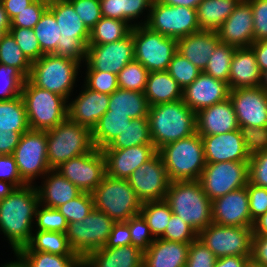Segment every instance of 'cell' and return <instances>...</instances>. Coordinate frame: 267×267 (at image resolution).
<instances>
[{"mask_svg":"<svg viewBox=\"0 0 267 267\" xmlns=\"http://www.w3.org/2000/svg\"><path fill=\"white\" fill-rule=\"evenodd\" d=\"M217 257L198 238L190 243L186 267H214Z\"/></svg>","mask_w":267,"mask_h":267,"instance_id":"680465c9","label":"cell"},{"mask_svg":"<svg viewBox=\"0 0 267 267\" xmlns=\"http://www.w3.org/2000/svg\"><path fill=\"white\" fill-rule=\"evenodd\" d=\"M149 107L144 93L118 88L110 94L105 114H127L131 119L148 118Z\"/></svg>","mask_w":267,"mask_h":267,"instance_id":"d6a6232c","label":"cell"},{"mask_svg":"<svg viewBox=\"0 0 267 267\" xmlns=\"http://www.w3.org/2000/svg\"><path fill=\"white\" fill-rule=\"evenodd\" d=\"M80 66V63L73 59L56 54H44L39 60L32 62L27 79L34 86L56 93L68 100Z\"/></svg>","mask_w":267,"mask_h":267,"instance_id":"9c48e42d","label":"cell"},{"mask_svg":"<svg viewBox=\"0 0 267 267\" xmlns=\"http://www.w3.org/2000/svg\"><path fill=\"white\" fill-rule=\"evenodd\" d=\"M238 125L267 126V92L261 87L231 89L229 93Z\"/></svg>","mask_w":267,"mask_h":267,"instance_id":"d6986e66","label":"cell"},{"mask_svg":"<svg viewBox=\"0 0 267 267\" xmlns=\"http://www.w3.org/2000/svg\"><path fill=\"white\" fill-rule=\"evenodd\" d=\"M33 29L41 51L44 54H57V45L61 32L54 14L48 8Z\"/></svg>","mask_w":267,"mask_h":267,"instance_id":"60d3db41","label":"cell"},{"mask_svg":"<svg viewBox=\"0 0 267 267\" xmlns=\"http://www.w3.org/2000/svg\"><path fill=\"white\" fill-rule=\"evenodd\" d=\"M189 247V243L155 238L143 252V263L146 267H186Z\"/></svg>","mask_w":267,"mask_h":267,"instance_id":"f1b7e54d","label":"cell"},{"mask_svg":"<svg viewBox=\"0 0 267 267\" xmlns=\"http://www.w3.org/2000/svg\"><path fill=\"white\" fill-rule=\"evenodd\" d=\"M39 205L38 192L32 184L15 188L0 200V229L14 253L29 243Z\"/></svg>","mask_w":267,"mask_h":267,"instance_id":"6da1fadb","label":"cell"},{"mask_svg":"<svg viewBox=\"0 0 267 267\" xmlns=\"http://www.w3.org/2000/svg\"><path fill=\"white\" fill-rule=\"evenodd\" d=\"M164 200L197 233L212 223V201L199 180L170 182Z\"/></svg>","mask_w":267,"mask_h":267,"instance_id":"3957f363","label":"cell"},{"mask_svg":"<svg viewBox=\"0 0 267 267\" xmlns=\"http://www.w3.org/2000/svg\"><path fill=\"white\" fill-rule=\"evenodd\" d=\"M21 96L31 130L47 131L68 117V101L64 97L34 86L28 79L22 86Z\"/></svg>","mask_w":267,"mask_h":267,"instance_id":"8992f818","label":"cell"},{"mask_svg":"<svg viewBox=\"0 0 267 267\" xmlns=\"http://www.w3.org/2000/svg\"><path fill=\"white\" fill-rule=\"evenodd\" d=\"M37 208L35 220L38 231H54L65 233L68 222L57 208L42 207Z\"/></svg>","mask_w":267,"mask_h":267,"instance_id":"816d5d0a","label":"cell"},{"mask_svg":"<svg viewBox=\"0 0 267 267\" xmlns=\"http://www.w3.org/2000/svg\"><path fill=\"white\" fill-rule=\"evenodd\" d=\"M253 12L254 42L267 39V0H246Z\"/></svg>","mask_w":267,"mask_h":267,"instance_id":"6125c7cd","label":"cell"},{"mask_svg":"<svg viewBox=\"0 0 267 267\" xmlns=\"http://www.w3.org/2000/svg\"><path fill=\"white\" fill-rule=\"evenodd\" d=\"M241 0H203L197 7L200 30L216 31Z\"/></svg>","mask_w":267,"mask_h":267,"instance_id":"836d02e7","label":"cell"},{"mask_svg":"<svg viewBox=\"0 0 267 267\" xmlns=\"http://www.w3.org/2000/svg\"><path fill=\"white\" fill-rule=\"evenodd\" d=\"M15 255L18 258L17 261L14 262L10 261L9 263L2 265L1 267H27L22 258L20 257V255L17 254L16 252Z\"/></svg>","mask_w":267,"mask_h":267,"instance_id":"b9fcfbb0","label":"cell"},{"mask_svg":"<svg viewBox=\"0 0 267 267\" xmlns=\"http://www.w3.org/2000/svg\"><path fill=\"white\" fill-rule=\"evenodd\" d=\"M114 223L107 214L94 208L83 220L68 223L65 236L73 251L83 259L105 246Z\"/></svg>","mask_w":267,"mask_h":267,"instance_id":"7c38bea8","label":"cell"},{"mask_svg":"<svg viewBox=\"0 0 267 267\" xmlns=\"http://www.w3.org/2000/svg\"><path fill=\"white\" fill-rule=\"evenodd\" d=\"M127 180L142 203L164 200L171 182L158 153L134 170Z\"/></svg>","mask_w":267,"mask_h":267,"instance_id":"e0dca14e","label":"cell"},{"mask_svg":"<svg viewBox=\"0 0 267 267\" xmlns=\"http://www.w3.org/2000/svg\"><path fill=\"white\" fill-rule=\"evenodd\" d=\"M131 244V235L128 223L115 222L113 224L111 233L103 248H116L120 246H127Z\"/></svg>","mask_w":267,"mask_h":267,"instance_id":"03108f58","label":"cell"},{"mask_svg":"<svg viewBox=\"0 0 267 267\" xmlns=\"http://www.w3.org/2000/svg\"><path fill=\"white\" fill-rule=\"evenodd\" d=\"M95 208L91 193L82 192L79 196L59 206L57 209L68 223L83 220Z\"/></svg>","mask_w":267,"mask_h":267,"instance_id":"c3c4849f","label":"cell"},{"mask_svg":"<svg viewBox=\"0 0 267 267\" xmlns=\"http://www.w3.org/2000/svg\"><path fill=\"white\" fill-rule=\"evenodd\" d=\"M251 258L267 267V236H253Z\"/></svg>","mask_w":267,"mask_h":267,"instance_id":"a7ac6f4b","label":"cell"},{"mask_svg":"<svg viewBox=\"0 0 267 267\" xmlns=\"http://www.w3.org/2000/svg\"><path fill=\"white\" fill-rule=\"evenodd\" d=\"M0 180L10 182L16 188L27 185L18 172L13 155H0Z\"/></svg>","mask_w":267,"mask_h":267,"instance_id":"e7e4bbea","label":"cell"},{"mask_svg":"<svg viewBox=\"0 0 267 267\" xmlns=\"http://www.w3.org/2000/svg\"><path fill=\"white\" fill-rule=\"evenodd\" d=\"M0 79V101L21 96L27 78L18 69L0 64Z\"/></svg>","mask_w":267,"mask_h":267,"instance_id":"7dc6e473","label":"cell"},{"mask_svg":"<svg viewBox=\"0 0 267 267\" xmlns=\"http://www.w3.org/2000/svg\"><path fill=\"white\" fill-rule=\"evenodd\" d=\"M183 89L167 71L149 72L144 94L149 106L182 100Z\"/></svg>","mask_w":267,"mask_h":267,"instance_id":"1f68e13d","label":"cell"},{"mask_svg":"<svg viewBox=\"0 0 267 267\" xmlns=\"http://www.w3.org/2000/svg\"><path fill=\"white\" fill-rule=\"evenodd\" d=\"M154 0H100L102 17L123 20L130 23L133 28L137 23L131 21L138 18L148 7L150 9ZM144 10V11H143Z\"/></svg>","mask_w":267,"mask_h":267,"instance_id":"e575fe53","label":"cell"},{"mask_svg":"<svg viewBox=\"0 0 267 267\" xmlns=\"http://www.w3.org/2000/svg\"><path fill=\"white\" fill-rule=\"evenodd\" d=\"M131 235V245L145 252L154 242L155 237L151 234L146 220L141 214L131 217L126 221Z\"/></svg>","mask_w":267,"mask_h":267,"instance_id":"db71d44e","label":"cell"},{"mask_svg":"<svg viewBox=\"0 0 267 267\" xmlns=\"http://www.w3.org/2000/svg\"><path fill=\"white\" fill-rule=\"evenodd\" d=\"M132 27L123 20L102 17L90 30L88 45H102L124 39Z\"/></svg>","mask_w":267,"mask_h":267,"instance_id":"f35d334b","label":"cell"},{"mask_svg":"<svg viewBox=\"0 0 267 267\" xmlns=\"http://www.w3.org/2000/svg\"><path fill=\"white\" fill-rule=\"evenodd\" d=\"M239 131L250 156L267 151V126H240Z\"/></svg>","mask_w":267,"mask_h":267,"instance_id":"11a10c76","label":"cell"},{"mask_svg":"<svg viewBox=\"0 0 267 267\" xmlns=\"http://www.w3.org/2000/svg\"><path fill=\"white\" fill-rule=\"evenodd\" d=\"M55 170L82 192L92 194L106 175L105 157L102 150L94 148L91 152L69 159Z\"/></svg>","mask_w":267,"mask_h":267,"instance_id":"2e32d148","label":"cell"},{"mask_svg":"<svg viewBox=\"0 0 267 267\" xmlns=\"http://www.w3.org/2000/svg\"><path fill=\"white\" fill-rule=\"evenodd\" d=\"M95 209L107 214L114 222H125L140 214L142 202L127 179L105 175L92 193Z\"/></svg>","mask_w":267,"mask_h":267,"instance_id":"52a82bcc","label":"cell"},{"mask_svg":"<svg viewBox=\"0 0 267 267\" xmlns=\"http://www.w3.org/2000/svg\"><path fill=\"white\" fill-rule=\"evenodd\" d=\"M253 236H267V212L254 221Z\"/></svg>","mask_w":267,"mask_h":267,"instance_id":"753ad0ef","label":"cell"},{"mask_svg":"<svg viewBox=\"0 0 267 267\" xmlns=\"http://www.w3.org/2000/svg\"><path fill=\"white\" fill-rule=\"evenodd\" d=\"M134 59L149 72L167 71L168 66L178 51L177 40L161 35L146 25L132 28Z\"/></svg>","mask_w":267,"mask_h":267,"instance_id":"30bf717a","label":"cell"},{"mask_svg":"<svg viewBox=\"0 0 267 267\" xmlns=\"http://www.w3.org/2000/svg\"><path fill=\"white\" fill-rule=\"evenodd\" d=\"M45 175L47 177L43 186H36L40 206L58 208L82 193L76 185L55 169L49 170Z\"/></svg>","mask_w":267,"mask_h":267,"instance_id":"4dcf8cb0","label":"cell"},{"mask_svg":"<svg viewBox=\"0 0 267 267\" xmlns=\"http://www.w3.org/2000/svg\"><path fill=\"white\" fill-rule=\"evenodd\" d=\"M253 30L251 5L246 0H241L216 33L222 43L247 48L254 43Z\"/></svg>","mask_w":267,"mask_h":267,"instance_id":"7402d4cb","label":"cell"},{"mask_svg":"<svg viewBox=\"0 0 267 267\" xmlns=\"http://www.w3.org/2000/svg\"><path fill=\"white\" fill-rule=\"evenodd\" d=\"M23 133L0 130V155H13Z\"/></svg>","mask_w":267,"mask_h":267,"instance_id":"003e7915","label":"cell"},{"mask_svg":"<svg viewBox=\"0 0 267 267\" xmlns=\"http://www.w3.org/2000/svg\"><path fill=\"white\" fill-rule=\"evenodd\" d=\"M90 31L102 18L100 0H68Z\"/></svg>","mask_w":267,"mask_h":267,"instance_id":"91938a15","label":"cell"},{"mask_svg":"<svg viewBox=\"0 0 267 267\" xmlns=\"http://www.w3.org/2000/svg\"><path fill=\"white\" fill-rule=\"evenodd\" d=\"M148 121L157 150L196 132V113L183 100L150 106Z\"/></svg>","mask_w":267,"mask_h":267,"instance_id":"7a4b0ae2","label":"cell"},{"mask_svg":"<svg viewBox=\"0 0 267 267\" xmlns=\"http://www.w3.org/2000/svg\"><path fill=\"white\" fill-rule=\"evenodd\" d=\"M18 172L22 180L31 185L38 176L50 169L47 157L46 131L28 130L23 133L13 152Z\"/></svg>","mask_w":267,"mask_h":267,"instance_id":"9a60e30c","label":"cell"},{"mask_svg":"<svg viewBox=\"0 0 267 267\" xmlns=\"http://www.w3.org/2000/svg\"><path fill=\"white\" fill-rule=\"evenodd\" d=\"M9 32L14 37L24 55L31 62L39 60L44 55L41 51L34 29L10 27Z\"/></svg>","mask_w":267,"mask_h":267,"instance_id":"f907efd6","label":"cell"},{"mask_svg":"<svg viewBox=\"0 0 267 267\" xmlns=\"http://www.w3.org/2000/svg\"><path fill=\"white\" fill-rule=\"evenodd\" d=\"M248 175L250 184L267 188V151L250 156Z\"/></svg>","mask_w":267,"mask_h":267,"instance_id":"94428289","label":"cell"},{"mask_svg":"<svg viewBox=\"0 0 267 267\" xmlns=\"http://www.w3.org/2000/svg\"><path fill=\"white\" fill-rule=\"evenodd\" d=\"M227 82L211 77L203 71L193 83L182 91V100L195 113L199 110L223 102L229 98Z\"/></svg>","mask_w":267,"mask_h":267,"instance_id":"603a6c76","label":"cell"},{"mask_svg":"<svg viewBox=\"0 0 267 267\" xmlns=\"http://www.w3.org/2000/svg\"><path fill=\"white\" fill-rule=\"evenodd\" d=\"M18 251H41L61 256H78L70 246L65 233L54 231L36 230L29 243Z\"/></svg>","mask_w":267,"mask_h":267,"instance_id":"d590c367","label":"cell"},{"mask_svg":"<svg viewBox=\"0 0 267 267\" xmlns=\"http://www.w3.org/2000/svg\"><path fill=\"white\" fill-rule=\"evenodd\" d=\"M212 222L221 226L253 227L247 186L212 201Z\"/></svg>","mask_w":267,"mask_h":267,"instance_id":"ffe728a7","label":"cell"},{"mask_svg":"<svg viewBox=\"0 0 267 267\" xmlns=\"http://www.w3.org/2000/svg\"><path fill=\"white\" fill-rule=\"evenodd\" d=\"M149 71L135 59L129 62L117 75L120 89L144 93Z\"/></svg>","mask_w":267,"mask_h":267,"instance_id":"bcb514c9","label":"cell"},{"mask_svg":"<svg viewBox=\"0 0 267 267\" xmlns=\"http://www.w3.org/2000/svg\"><path fill=\"white\" fill-rule=\"evenodd\" d=\"M106 162V175L128 179L140 167L152 159L158 150L153 144H142L123 149H102Z\"/></svg>","mask_w":267,"mask_h":267,"instance_id":"44dd1931","label":"cell"},{"mask_svg":"<svg viewBox=\"0 0 267 267\" xmlns=\"http://www.w3.org/2000/svg\"><path fill=\"white\" fill-rule=\"evenodd\" d=\"M140 214L146 220L150 232L159 238L167 228L172 211L165 200L142 203Z\"/></svg>","mask_w":267,"mask_h":267,"instance_id":"7bdbcfd3","label":"cell"},{"mask_svg":"<svg viewBox=\"0 0 267 267\" xmlns=\"http://www.w3.org/2000/svg\"><path fill=\"white\" fill-rule=\"evenodd\" d=\"M47 157L50 169H56L69 159L91 152L95 147L89 128L68 117L46 131Z\"/></svg>","mask_w":267,"mask_h":267,"instance_id":"5b68a950","label":"cell"},{"mask_svg":"<svg viewBox=\"0 0 267 267\" xmlns=\"http://www.w3.org/2000/svg\"><path fill=\"white\" fill-rule=\"evenodd\" d=\"M11 27V20L9 19L6 11L4 10L2 1L0 0V28L9 30Z\"/></svg>","mask_w":267,"mask_h":267,"instance_id":"11e5206c","label":"cell"},{"mask_svg":"<svg viewBox=\"0 0 267 267\" xmlns=\"http://www.w3.org/2000/svg\"><path fill=\"white\" fill-rule=\"evenodd\" d=\"M137 267H146V265L144 263H141L139 266Z\"/></svg>","mask_w":267,"mask_h":267,"instance_id":"67dfc351","label":"cell"},{"mask_svg":"<svg viewBox=\"0 0 267 267\" xmlns=\"http://www.w3.org/2000/svg\"><path fill=\"white\" fill-rule=\"evenodd\" d=\"M167 72L184 89L193 83L202 71L177 51L168 66Z\"/></svg>","mask_w":267,"mask_h":267,"instance_id":"681fc988","label":"cell"},{"mask_svg":"<svg viewBox=\"0 0 267 267\" xmlns=\"http://www.w3.org/2000/svg\"><path fill=\"white\" fill-rule=\"evenodd\" d=\"M48 9L54 14L61 36L57 54L79 63L85 61L90 31L84 25L68 0H50Z\"/></svg>","mask_w":267,"mask_h":267,"instance_id":"ba28073f","label":"cell"},{"mask_svg":"<svg viewBox=\"0 0 267 267\" xmlns=\"http://www.w3.org/2000/svg\"><path fill=\"white\" fill-rule=\"evenodd\" d=\"M206 163L223 161H249L239 129L210 136H201Z\"/></svg>","mask_w":267,"mask_h":267,"instance_id":"cb8c5ba5","label":"cell"},{"mask_svg":"<svg viewBox=\"0 0 267 267\" xmlns=\"http://www.w3.org/2000/svg\"><path fill=\"white\" fill-rule=\"evenodd\" d=\"M237 129V117L229 98L196 113V132L200 136L217 135Z\"/></svg>","mask_w":267,"mask_h":267,"instance_id":"484cf974","label":"cell"},{"mask_svg":"<svg viewBox=\"0 0 267 267\" xmlns=\"http://www.w3.org/2000/svg\"><path fill=\"white\" fill-rule=\"evenodd\" d=\"M253 227L221 226L211 223L198 232L202 241L217 258L251 256Z\"/></svg>","mask_w":267,"mask_h":267,"instance_id":"5bb4252c","label":"cell"},{"mask_svg":"<svg viewBox=\"0 0 267 267\" xmlns=\"http://www.w3.org/2000/svg\"><path fill=\"white\" fill-rule=\"evenodd\" d=\"M142 144H153L148 118L132 119L111 144L103 149H123Z\"/></svg>","mask_w":267,"mask_h":267,"instance_id":"ab89813d","label":"cell"},{"mask_svg":"<svg viewBox=\"0 0 267 267\" xmlns=\"http://www.w3.org/2000/svg\"><path fill=\"white\" fill-rule=\"evenodd\" d=\"M48 0H35L11 19V27L33 29L40 20L44 11L48 8Z\"/></svg>","mask_w":267,"mask_h":267,"instance_id":"9f6ffc18","label":"cell"},{"mask_svg":"<svg viewBox=\"0 0 267 267\" xmlns=\"http://www.w3.org/2000/svg\"><path fill=\"white\" fill-rule=\"evenodd\" d=\"M86 75L84 86L93 91L110 95L119 88L117 75L113 73L87 71Z\"/></svg>","mask_w":267,"mask_h":267,"instance_id":"6f0895ef","label":"cell"},{"mask_svg":"<svg viewBox=\"0 0 267 267\" xmlns=\"http://www.w3.org/2000/svg\"><path fill=\"white\" fill-rule=\"evenodd\" d=\"M251 256H225L217 258L214 267H244Z\"/></svg>","mask_w":267,"mask_h":267,"instance_id":"8c879c8a","label":"cell"},{"mask_svg":"<svg viewBox=\"0 0 267 267\" xmlns=\"http://www.w3.org/2000/svg\"><path fill=\"white\" fill-rule=\"evenodd\" d=\"M133 60L132 30L124 39L102 45H88L86 48L87 71H102L118 75Z\"/></svg>","mask_w":267,"mask_h":267,"instance_id":"ac0fdd59","label":"cell"},{"mask_svg":"<svg viewBox=\"0 0 267 267\" xmlns=\"http://www.w3.org/2000/svg\"><path fill=\"white\" fill-rule=\"evenodd\" d=\"M249 161L206 163L199 179L207 197L213 201L247 186Z\"/></svg>","mask_w":267,"mask_h":267,"instance_id":"4fadbf2b","label":"cell"},{"mask_svg":"<svg viewBox=\"0 0 267 267\" xmlns=\"http://www.w3.org/2000/svg\"><path fill=\"white\" fill-rule=\"evenodd\" d=\"M131 120L127 114H104L91 131L94 147L102 150L109 146Z\"/></svg>","mask_w":267,"mask_h":267,"instance_id":"8d00e7d4","label":"cell"},{"mask_svg":"<svg viewBox=\"0 0 267 267\" xmlns=\"http://www.w3.org/2000/svg\"><path fill=\"white\" fill-rule=\"evenodd\" d=\"M236 47L220 42L210 57L204 73L213 78L227 82L229 85V73L231 59Z\"/></svg>","mask_w":267,"mask_h":267,"instance_id":"f6af8a7d","label":"cell"},{"mask_svg":"<svg viewBox=\"0 0 267 267\" xmlns=\"http://www.w3.org/2000/svg\"><path fill=\"white\" fill-rule=\"evenodd\" d=\"M169 180H199L206 165L201 136L194 134L158 149Z\"/></svg>","mask_w":267,"mask_h":267,"instance_id":"277c9868","label":"cell"},{"mask_svg":"<svg viewBox=\"0 0 267 267\" xmlns=\"http://www.w3.org/2000/svg\"><path fill=\"white\" fill-rule=\"evenodd\" d=\"M7 32H9V30H3L0 28V42L2 41Z\"/></svg>","mask_w":267,"mask_h":267,"instance_id":"deb4b68c","label":"cell"},{"mask_svg":"<svg viewBox=\"0 0 267 267\" xmlns=\"http://www.w3.org/2000/svg\"><path fill=\"white\" fill-rule=\"evenodd\" d=\"M27 267H82L80 256H61L41 251H17Z\"/></svg>","mask_w":267,"mask_h":267,"instance_id":"b9f144b4","label":"cell"},{"mask_svg":"<svg viewBox=\"0 0 267 267\" xmlns=\"http://www.w3.org/2000/svg\"><path fill=\"white\" fill-rule=\"evenodd\" d=\"M4 10L11 20L18 13L23 11L26 7L32 4L35 0H1Z\"/></svg>","mask_w":267,"mask_h":267,"instance_id":"2644e50d","label":"cell"},{"mask_svg":"<svg viewBox=\"0 0 267 267\" xmlns=\"http://www.w3.org/2000/svg\"><path fill=\"white\" fill-rule=\"evenodd\" d=\"M244 267H264L260 263H257L252 258H249Z\"/></svg>","mask_w":267,"mask_h":267,"instance_id":"979ff035","label":"cell"},{"mask_svg":"<svg viewBox=\"0 0 267 267\" xmlns=\"http://www.w3.org/2000/svg\"><path fill=\"white\" fill-rule=\"evenodd\" d=\"M143 263V251L133 245L101 248L82 259V267H137Z\"/></svg>","mask_w":267,"mask_h":267,"instance_id":"f546056e","label":"cell"},{"mask_svg":"<svg viewBox=\"0 0 267 267\" xmlns=\"http://www.w3.org/2000/svg\"><path fill=\"white\" fill-rule=\"evenodd\" d=\"M151 30L179 40L189 34L200 31L197 9L185 6H170L154 0L150 14L143 23Z\"/></svg>","mask_w":267,"mask_h":267,"instance_id":"8fae6325","label":"cell"},{"mask_svg":"<svg viewBox=\"0 0 267 267\" xmlns=\"http://www.w3.org/2000/svg\"><path fill=\"white\" fill-rule=\"evenodd\" d=\"M0 130L25 133L30 130L22 96L0 101Z\"/></svg>","mask_w":267,"mask_h":267,"instance_id":"74e56055","label":"cell"},{"mask_svg":"<svg viewBox=\"0 0 267 267\" xmlns=\"http://www.w3.org/2000/svg\"><path fill=\"white\" fill-rule=\"evenodd\" d=\"M250 48L254 51L261 72L267 70V39L255 41Z\"/></svg>","mask_w":267,"mask_h":267,"instance_id":"89a4df30","label":"cell"},{"mask_svg":"<svg viewBox=\"0 0 267 267\" xmlns=\"http://www.w3.org/2000/svg\"><path fill=\"white\" fill-rule=\"evenodd\" d=\"M15 188L10 182L0 180V200L7 197Z\"/></svg>","mask_w":267,"mask_h":267,"instance_id":"2a66077c","label":"cell"},{"mask_svg":"<svg viewBox=\"0 0 267 267\" xmlns=\"http://www.w3.org/2000/svg\"><path fill=\"white\" fill-rule=\"evenodd\" d=\"M159 1L170 6H185L188 8L197 9L198 5L203 0H159Z\"/></svg>","mask_w":267,"mask_h":267,"instance_id":"34e18365","label":"cell"},{"mask_svg":"<svg viewBox=\"0 0 267 267\" xmlns=\"http://www.w3.org/2000/svg\"><path fill=\"white\" fill-rule=\"evenodd\" d=\"M262 72L254 51L250 48H236L231 59L229 88L260 87Z\"/></svg>","mask_w":267,"mask_h":267,"instance_id":"83f0119b","label":"cell"},{"mask_svg":"<svg viewBox=\"0 0 267 267\" xmlns=\"http://www.w3.org/2000/svg\"><path fill=\"white\" fill-rule=\"evenodd\" d=\"M220 39L213 30H200L177 40L178 52L204 71Z\"/></svg>","mask_w":267,"mask_h":267,"instance_id":"4316f807","label":"cell"},{"mask_svg":"<svg viewBox=\"0 0 267 267\" xmlns=\"http://www.w3.org/2000/svg\"><path fill=\"white\" fill-rule=\"evenodd\" d=\"M110 95L93 91L86 86L78 97L68 103V118L91 131L107 112Z\"/></svg>","mask_w":267,"mask_h":267,"instance_id":"d4e9b609","label":"cell"},{"mask_svg":"<svg viewBox=\"0 0 267 267\" xmlns=\"http://www.w3.org/2000/svg\"><path fill=\"white\" fill-rule=\"evenodd\" d=\"M247 191L251 219L254 222L267 212V188L258 187L248 182Z\"/></svg>","mask_w":267,"mask_h":267,"instance_id":"be15d7a7","label":"cell"},{"mask_svg":"<svg viewBox=\"0 0 267 267\" xmlns=\"http://www.w3.org/2000/svg\"><path fill=\"white\" fill-rule=\"evenodd\" d=\"M260 87L267 92V70L262 72V79Z\"/></svg>","mask_w":267,"mask_h":267,"instance_id":"09005b40","label":"cell"},{"mask_svg":"<svg viewBox=\"0 0 267 267\" xmlns=\"http://www.w3.org/2000/svg\"><path fill=\"white\" fill-rule=\"evenodd\" d=\"M0 64L15 67L26 78L29 77L32 62L24 55L10 32L0 42Z\"/></svg>","mask_w":267,"mask_h":267,"instance_id":"ee69618b","label":"cell"},{"mask_svg":"<svg viewBox=\"0 0 267 267\" xmlns=\"http://www.w3.org/2000/svg\"><path fill=\"white\" fill-rule=\"evenodd\" d=\"M197 236L198 233L189 224L172 213L165 232L159 238L190 244L197 238Z\"/></svg>","mask_w":267,"mask_h":267,"instance_id":"f5cc1de1","label":"cell"}]
</instances>
